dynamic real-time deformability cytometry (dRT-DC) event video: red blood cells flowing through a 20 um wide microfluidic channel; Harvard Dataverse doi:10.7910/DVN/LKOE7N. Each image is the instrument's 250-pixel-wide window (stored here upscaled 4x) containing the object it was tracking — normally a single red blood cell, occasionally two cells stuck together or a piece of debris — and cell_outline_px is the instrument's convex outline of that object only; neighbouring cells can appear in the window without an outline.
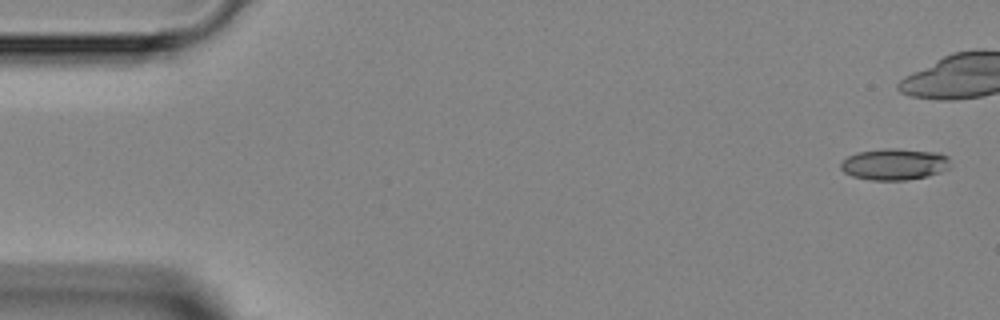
{"species": "Egyptian fruit bat (a non-hibernating species)", "species_latin": "Rousettus aegyptiacus", "temperature_condition": "room temperature", "stored_images_in_passage": 3, "camera_frame_rate_fps": 3000, "um_per_image_px": 0.085, "animal": {"sex": "female"}, "frame": {"image": 1, "passage_image": 1, "time_ms": 0.0, "image_size_px": [1000, 320], "cell_outline_px": [[952, 168], [928, 176], [904, 180], [872, 180], [852, 176], [844, 172], [840, 168], [840, 164], [848, 156], [860, 152], [884, 148], [896, 148], [940, 152], [948, 156]], "centroid_in_image_um": [76.08, 13.95], "position_along_channel_um": 8.9, "area_um2": 20.29}}